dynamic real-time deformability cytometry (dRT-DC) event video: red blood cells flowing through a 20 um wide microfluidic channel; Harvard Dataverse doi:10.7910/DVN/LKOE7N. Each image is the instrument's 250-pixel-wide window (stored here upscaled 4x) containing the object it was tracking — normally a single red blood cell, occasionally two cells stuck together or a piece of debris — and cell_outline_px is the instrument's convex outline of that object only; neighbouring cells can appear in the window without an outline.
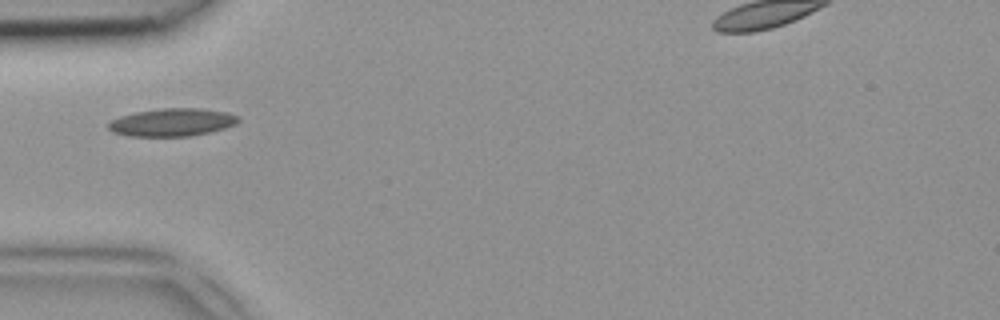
{"species": "common noctule bat (a hibernating species)", "species_latin": "Nyctalus noctula", "temperature_condition": "room temperature", "stored_images_in_passage": 8, "camera_frame_rate_fps": 3000, "um_per_image_px": 0.085, "animal": {"sex": "female", "body_mass_g": 18.4}, "frame": {"image": 1, "passage_image": 2, "time_ms": 0.333, "image_size_px": [1000, 320], "cell_outline_px": [[240, 120], [236, 124], [224, 128], [192, 136], [128, 136], [112, 132], [108, 128], [108, 124], [112, 120], [120, 116], [136, 112], [160, 108], [200, 108], [228, 112], [240, 116]], "centroid_in_image_um": [14.65, 10.39], "position_along_channel_um": 70.3, "area_um2": 21.15}}